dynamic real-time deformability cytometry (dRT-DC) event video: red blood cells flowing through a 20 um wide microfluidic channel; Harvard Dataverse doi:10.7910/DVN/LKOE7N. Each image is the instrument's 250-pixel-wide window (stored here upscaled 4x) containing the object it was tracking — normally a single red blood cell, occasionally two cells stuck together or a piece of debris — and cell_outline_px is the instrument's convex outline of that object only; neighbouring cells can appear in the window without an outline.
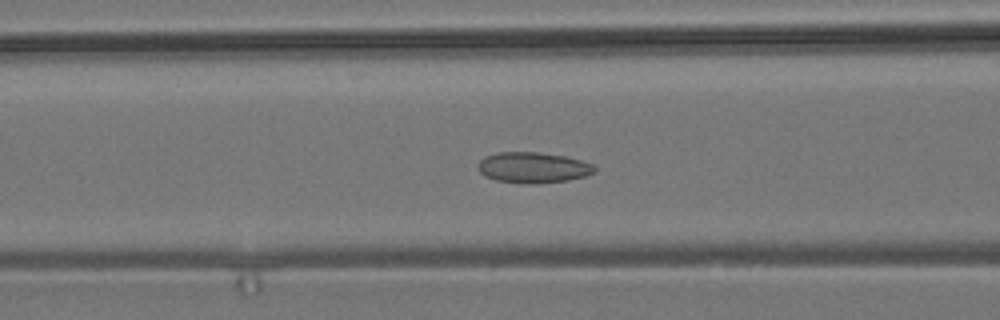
{"species": "common noctule bat (a hibernating species)", "species_latin": "Nyctalus noctula", "temperature_condition": "room temperature", "stored_images_in_passage": 49, "camera_frame_rate_fps": 3000, "um_per_image_px": 0.085, "animal": {"sex": "male", "body_mass_g": 19.2, "forearm_length_mm": 51.8}, "frame": {"image": 1, "passage_image": 21, "time_ms": 6.667, "image_size_px": [1000, 320], "cell_outline_px": [[596, 172], [584, 176], [568, 180], [536, 184], [524, 184], [496, 180], [484, 176], [480, 172], [480, 160], [484, 156], [496, 152], [540, 152], [564, 156], [580, 160], [592, 164], [596, 168]], "centroid_in_image_um": [45.31, 14.24], "position_along_channel_um": 121.3, "area_um2": 20.92}}
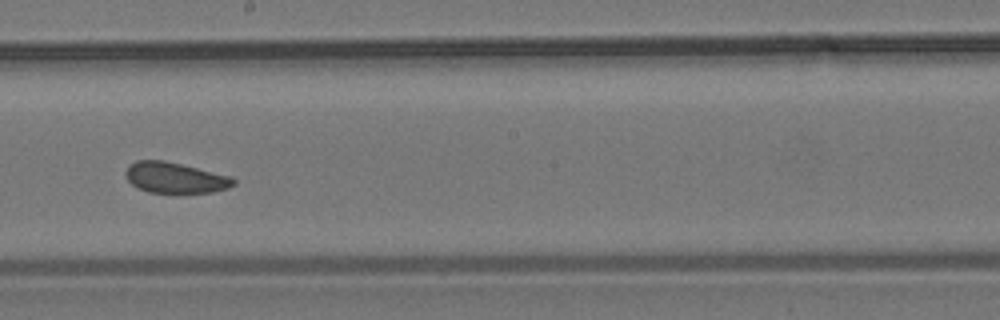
{"frame": {"image": 2, "passage_image": 30, "time_ms": 9.667, "image_size_px": [1000, 320], "cell_outline_px": [[236, 184], [228, 188], [212, 192], [148, 192], [132, 184], [128, 180], [124, 172], [128, 164], [136, 160], [164, 160], [232, 176], [236, 180]], "centroid_in_image_um": [14.89, 15.09], "position_along_channel_um": 233.3, "area_um2": 19.31}}
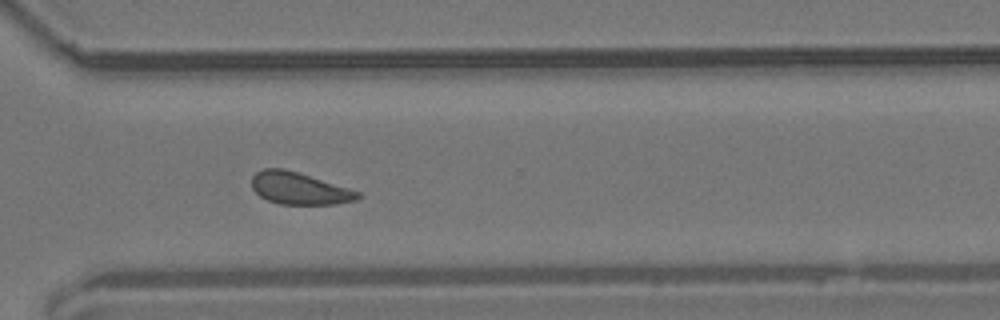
{"frame": {"image": 3, "passage_image": 39, "time_ms": 12.667, "image_size_px": [1000, 320], "cell_outline_px": [[360, 196], [356, 200], [336, 204], [280, 204], [268, 200], [260, 196], [252, 188], [252, 176], [256, 172], [264, 168], [284, 168], [348, 188], [360, 192]], "centroid_in_image_um": [25.41, 16.01], "position_along_channel_um": 345.2, "area_um2": 19.59}, "authors_computed_cell_mechanics": {"area_um2": 20.1144, "velocity_mm_per_s": 3.7361, "shape_relaxation_time_tau1_ms": 7.1872, "shape_relaxation_time_tau2_ms": 2.9565, "deformation_change_tau1": 0.0854, "deformation_change_tau2": 0.082}}